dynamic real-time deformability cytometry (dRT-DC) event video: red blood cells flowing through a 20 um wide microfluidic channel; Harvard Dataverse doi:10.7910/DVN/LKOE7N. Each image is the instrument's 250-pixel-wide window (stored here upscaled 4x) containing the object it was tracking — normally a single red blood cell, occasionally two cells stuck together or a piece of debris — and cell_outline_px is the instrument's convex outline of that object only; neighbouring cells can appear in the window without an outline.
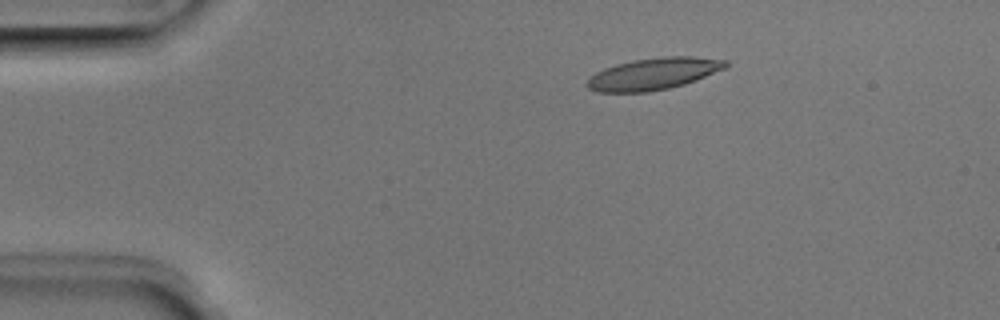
{"species": "Egyptian fruit bat (a non-hibernating species)", "species_latin": "Rousettus aegyptiacus", "temperature_condition": "room temperature", "stored_images_in_passage": 6, "camera_frame_rate_fps": 3000, "um_per_image_px": 0.085, "animal": {"sex": "male"}, "frame": {"image": 1, "passage_image": 3, "time_ms": 0.667, "image_size_px": [1000, 320], "cell_outline_px": [[728, 64], [724, 68], [696, 80], [684, 84], [668, 88], [648, 92], [600, 92], [588, 88], [584, 84], [588, 76], [604, 68], [616, 64], [632, 60], [664, 56], [692, 56], [728, 60]], "centroid_in_image_um": [55.5, 6.27], "position_along_channel_um": 29.5, "area_um2": 25.78}}
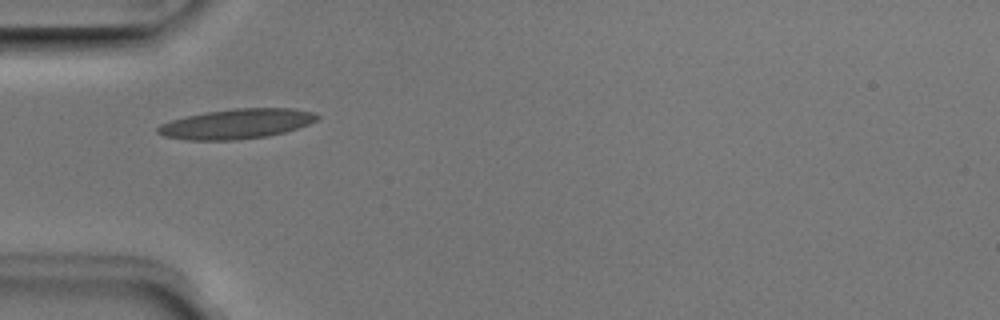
{"frame": {"image": 2, "passage_image": 5, "time_ms": 1.333, "image_size_px": [1000, 320], "cell_outline_px": [[320, 116], [316, 120], [308, 124], [284, 132], [264, 136], [236, 140], [188, 140], [164, 136], [156, 132], [156, 128], [160, 124], [172, 120], [204, 112], [236, 108], [292, 108], [316, 112]], "centroid_in_image_um": [20.1, 10.52], "position_along_channel_um": 64.9, "area_um2": 27.63}}